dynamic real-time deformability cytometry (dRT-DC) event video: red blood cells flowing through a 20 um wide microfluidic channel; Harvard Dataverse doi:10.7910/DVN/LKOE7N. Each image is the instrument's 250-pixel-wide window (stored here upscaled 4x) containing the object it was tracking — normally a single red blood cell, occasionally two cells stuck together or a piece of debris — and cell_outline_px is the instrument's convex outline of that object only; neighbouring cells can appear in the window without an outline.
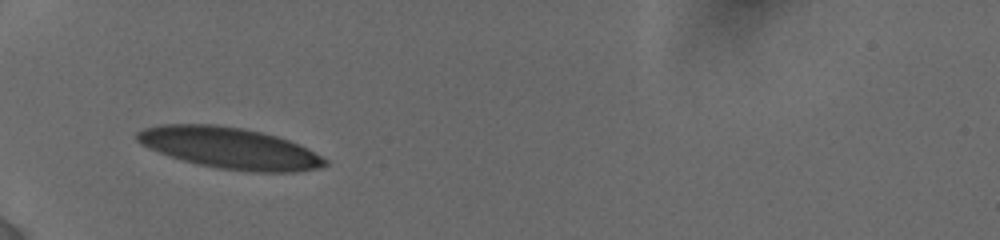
{"species": "human", "species_latin": "Homo sapiens", "temperature_condition": "cold", "stored_images_in_passage": 63, "camera_frame_rate_fps": 3000, "um_per_image_px": 0.085, "donor": {"sex": "female"}, "frame": {"image": 1, "passage_image": 1, "time_ms": 0.0, "image_size_px": [1000, 240], "cell_outline_px": [[328, 164], [324, 168], [296, 172], [252, 172], [216, 168], [184, 160], [148, 148], [140, 144], [136, 140], [136, 132], [144, 128], [160, 124], [212, 124], [244, 128], [276, 136], [300, 144], [308, 148], [328, 160]], "centroid_in_image_um": [19.56, 12.59], "position_along_channel_um": 65.4, "area_um2": 45.32}}
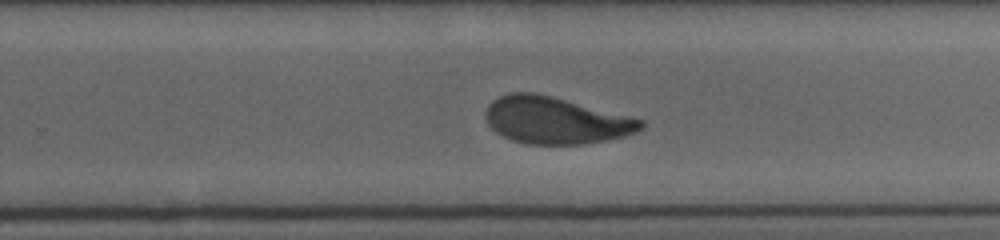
{"frame": {"image": 2, "passage_image": 32, "time_ms": 6.0, "image_size_px": [1000, 240], "cell_outline_px": [[644, 128], [636, 132], [624, 136], [584, 144], [528, 144], [512, 140], [496, 132], [488, 124], [484, 116], [488, 104], [492, 100], [500, 96], [512, 92], [536, 92], [552, 96], [644, 120]], "centroid_in_image_um": [47.2, 10.22], "position_along_channel_um": 282.6, "area_um2": 42.31}}
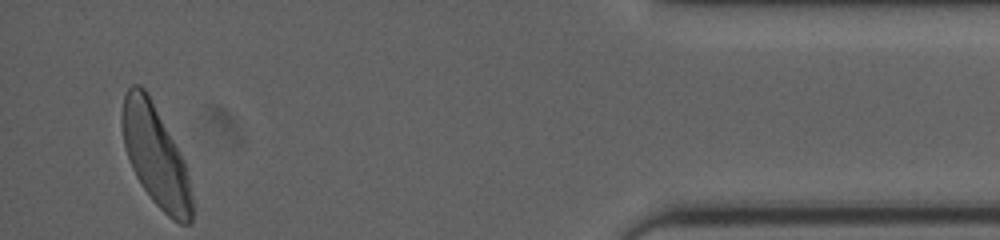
{"frame": {"image": 3, "passage_image": 59, "time_ms": 11.0, "image_size_px": [1000, 240], "cell_outline_px": [[192, 220], [188, 224], [180, 224], [172, 220], [152, 200], [136, 176], [132, 168], [124, 144], [120, 124], [120, 116], [124, 96], [128, 88], [132, 84], [140, 84], [148, 92], [184, 160], [188, 176], [192, 196]], "centroid_in_image_um": [13.2, 13.21], "position_along_channel_um": 422.0, "area_um2": 40.98}, "authors_computed_cell_mechanics": {"area_um2": 43.2344, "velocity_mm_per_s": 3.8231, "shape_relaxation_time_tau1_ms": 4.1148, "shape_relaxation_time_tau2_ms": 1.0775, "deformation_change_tau1": 0.1595, "deformation_change_tau2": 0.0746}}